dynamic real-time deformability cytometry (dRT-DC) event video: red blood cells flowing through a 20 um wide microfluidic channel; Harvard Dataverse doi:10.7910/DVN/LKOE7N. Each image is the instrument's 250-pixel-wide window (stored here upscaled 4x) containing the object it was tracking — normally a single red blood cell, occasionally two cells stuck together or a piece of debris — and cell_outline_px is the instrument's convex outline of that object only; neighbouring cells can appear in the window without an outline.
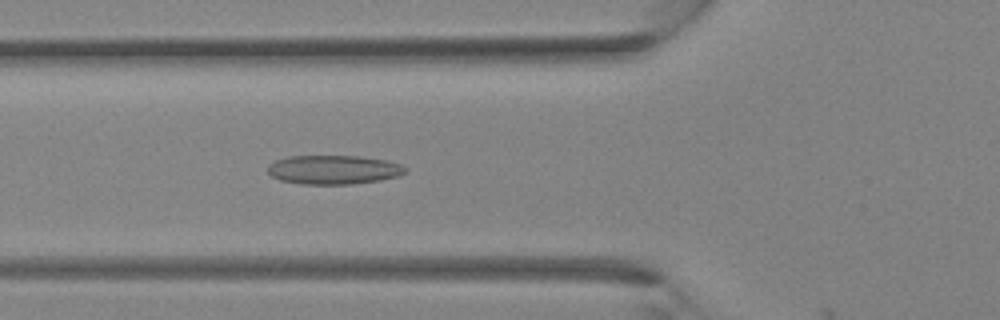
{"species": "Egyptian fruit bat (a non-hibernating species)", "species_latin": "Rousettus aegyptiacus", "temperature_condition": "room temperature", "stored_images_in_passage": 14, "camera_frame_rate_fps": 3000, "um_per_image_px": 0.085, "animal": {"sex": "female"}, "frame": {"image": 1, "passage_image": 13, "time_ms": 4.0, "image_size_px": [1000, 320], "cell_outline_px": [[408, 172], [400, 176], [380, 180], [352, 184], [300, 184], [280, 180], [272, 176], [268, 172], [268, 164], [276, 160], [288, 156], [360, 156], [384, 160], [400, 164], [408, 168]], "centroid_in_image_um": [28.37, 14.43], "position_along_channel_um": 97.4, "area_um2": 23.41}}